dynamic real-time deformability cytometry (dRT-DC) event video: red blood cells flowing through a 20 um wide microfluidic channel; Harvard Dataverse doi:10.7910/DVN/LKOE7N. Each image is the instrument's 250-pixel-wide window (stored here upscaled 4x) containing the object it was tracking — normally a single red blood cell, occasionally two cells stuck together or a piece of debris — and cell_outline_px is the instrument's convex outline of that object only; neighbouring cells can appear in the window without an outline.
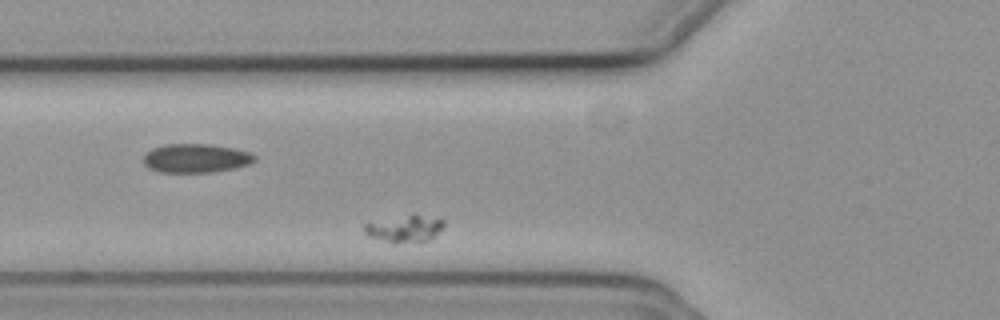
{"species": "common noctule bat (a hibernating species)", "species_latin": "Nyctalus noctula", "temperature_condition": "cold", "stored_images_in_passage": 38, "camera_frame_rate_fps": 3000, "um_per_image_px": 0.085, "animal": {"sex": "female", "body_mass_g": 19.3, "forearm_length_mm": 54.1}, "frame": {"image": 1, "passage_image": 4, "time_ms": 1.0, "image_size_px": [1000, 320], "cell_outline_px": [[444, 228], [436, 236], [420, 244], [392, 244], [368, 236], [364, 232], [364, 224], [408, 216], [420, 216], [444, 220]], "centroid_in_image_um": [34.44, 19.53], "position_along_channel_um": 91.4, "area_um2": 12.43}}
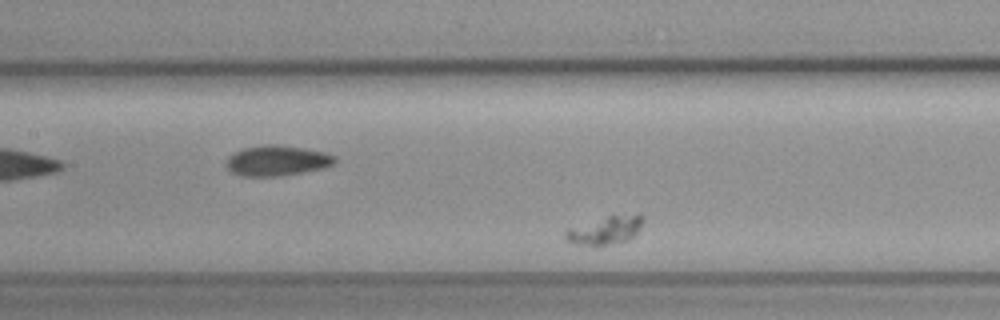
{"frame": {"image": 2, "passage_image": 10, "time_ms": 3.0, "image_size_px": [1000, 320], "cell_outline_px": [[644, 220], [640, 228], [628, 240], [604, 244], [580, 244], [568, 240], [564, 236], [564, 232], [568, 228], [608, 216], [640, 212], [644, 216]], "centroid_in_image_um": [51.52, 19.51], "position_along_channel_um": 155.9, "area_um2": 12.43}}
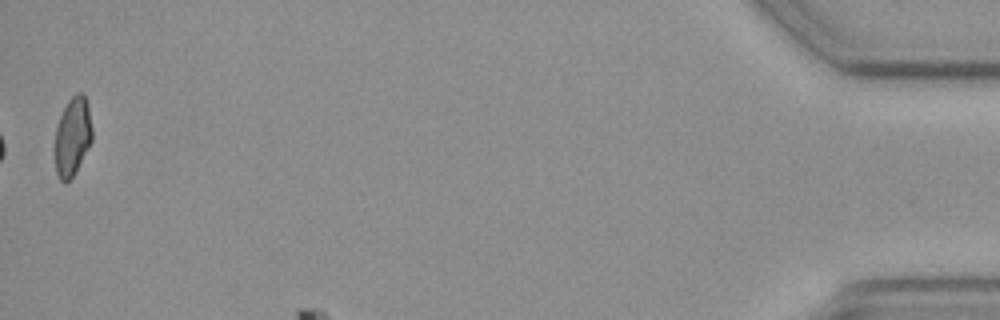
{"frame": {"image": 3, "passage_image": 38, "time_ms": 12.333, "image_size_px": [1000, 320], "cell_outline_px": [[92, 140], [72, 176], [64, 184], [60, 180], [56, 172], [52, 152], [52, 148], [56, 128], [60, 116], [68, 100], [76, 92], [84, 92], [88, 104], [92, 128]], "centroid_in_image_um": [6.12, 11.59], "position_along_channel_um": 429.1, "area_um2": 17.46}}